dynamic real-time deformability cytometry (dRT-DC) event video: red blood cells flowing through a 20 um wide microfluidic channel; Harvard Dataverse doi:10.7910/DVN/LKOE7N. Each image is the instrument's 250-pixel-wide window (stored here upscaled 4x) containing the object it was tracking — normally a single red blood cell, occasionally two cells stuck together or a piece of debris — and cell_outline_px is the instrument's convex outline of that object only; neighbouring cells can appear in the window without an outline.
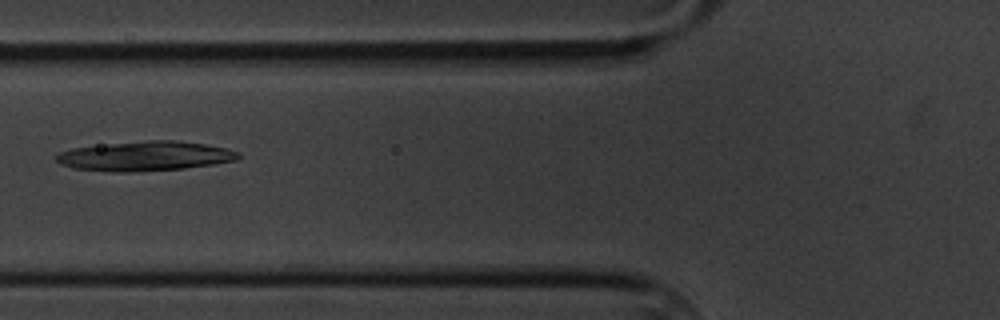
{"species": "common noctule bat (a hibernating species)", "species_latin": "Nyctalus noctula", "temperature_condition": "cold", "stored_images_in_passage": 10, "camera_frame_rate_fps": 3000, "um_per_image_px": 0.085, "animal": {"sex": "male", "body_mass_g": 20.1, "forearm_length_mm": 53.5}, "frame": {"image": 1, "passage_image": 6, "time_ms": 7.0, "image_size_px": [1000, 320], "cell_outline_px": [[240, 156], [236, 160], [212, 164], [184, 168], [136, 172], [112, 172], [72, 168], [60, 164], [56, 160], [56, 156], [60, 152], [72, 148], [144, 140], [176, 140], [204, 144], [228, 148], [240, 152]], "centroid_in_image_um": [12.34, 13.27], "position_along_channel_um": 113.5, "area_um2": 31.44}}
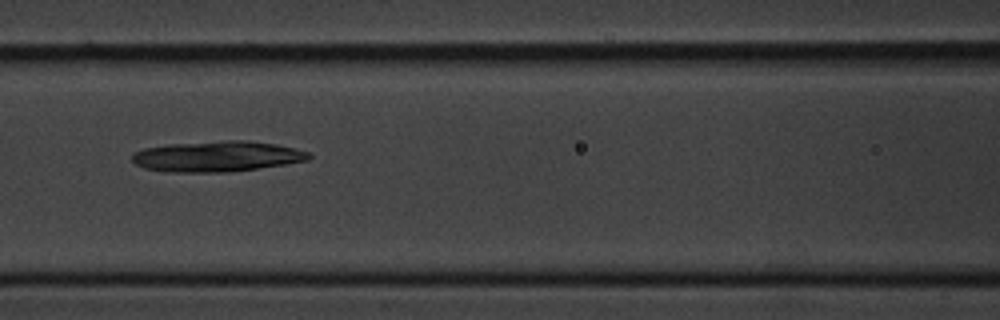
{"frame": {"image": 2, "passage_image": 7, "time_ms": 8.0, "image_size_px": [1000, 320], "cell_outline_px": [[312, 156], [308, 160], [284, 164], [228, 172], [176, 172], [144, 168], [136, 164], [132, 160], [132, 152], [144, 148], [168, 144], [224, 140], [248, 140], [276, 144], [296, 148], [308, 152]], "centroid_in_image_um": [18.44, 13.28], "position_along_channel_um": 148.2, "area_um2": 31.5}}
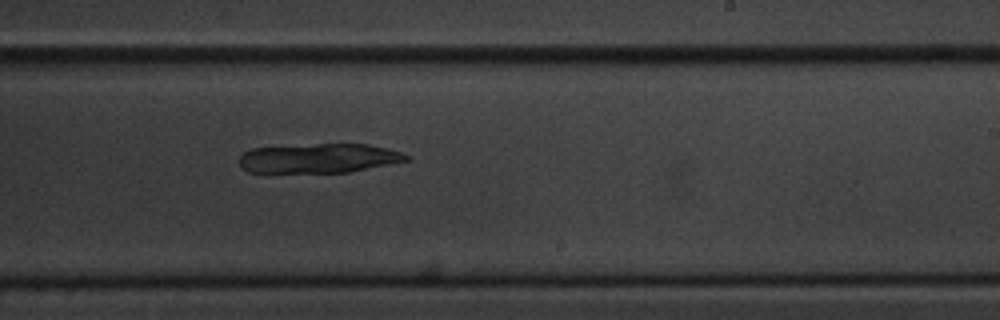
{"frame": {"image": 3, "passage_image": 10, "time_ms": 11.333, "image_size_px": [1000, 320], "cell_outline_px": [[408, 160], [348, 172], [248, 172], [240, 164], [240, 156], [244, 152], [252, 148], [316, 144], [368, 144], [388, 148], [400, 152], [408, 156]], "centroid_in_image_um": [27.09, 13.44], "position_along_channel_um": 261.9, "area_um2": 28.21}}